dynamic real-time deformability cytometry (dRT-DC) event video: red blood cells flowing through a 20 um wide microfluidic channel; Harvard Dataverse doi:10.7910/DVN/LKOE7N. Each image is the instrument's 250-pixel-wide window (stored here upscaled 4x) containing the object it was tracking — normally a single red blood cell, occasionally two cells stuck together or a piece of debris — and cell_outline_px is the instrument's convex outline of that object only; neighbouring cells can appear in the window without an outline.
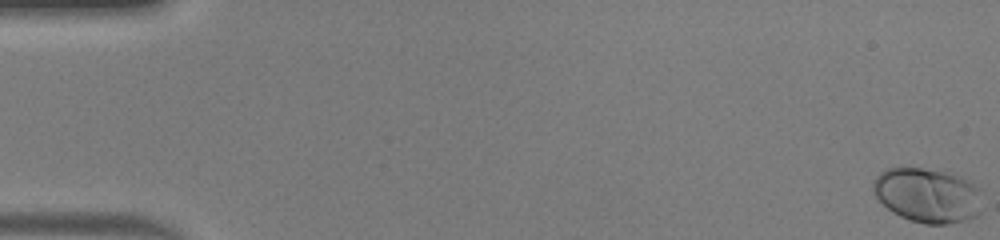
{"species": "human", "species_latin": "Homo sapiens", "temperature_condition": "warm", "stored_images_in_passage": 51, "camera_frame_rate_fps": 3000, "um_per_image_px": 0.085, "donor": {"sex": "male"}, "frame": {"image": 1, "passage_image": 1, "time_ms": 0.0, "image_size_px": [1000, 240], "cell_outline_px": [[984, 192], [980, 212], [976, 216], [964, 220], [948, 224], [924, 224], [900, 216], [892, 212], [872, 192], [872, 184], [876, 176], [884, 168], [920, 168], [944, 172], [960, 176], [968, 180], [980, 188]], "centroid_in_image_um": [78.87, 16.59], "position_along_channel_um": 6.1, "area_um2": 34.97}}
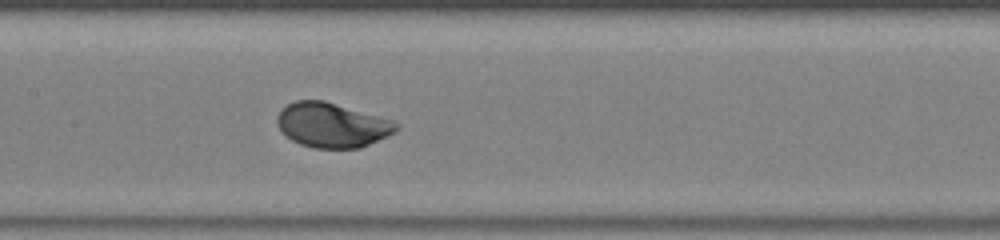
{"frame": {"image": 2, "passage_image": 26, "time_ms": 8.333, "image_size_px": [1000, 240], "cell_outline_px": [[400, 128], [396, 132], [388, 136], [360, 148], [312, 148], [300, 144], [292, 140], [276, 124], [276, 116], [288, 104], [296, 100], [324, 100], [392, 120], [400, 124]], "centroid_in_image_um": [28.25, 10.64], "position_along_channel_um": 179.1, "area_um2": 30.92}}
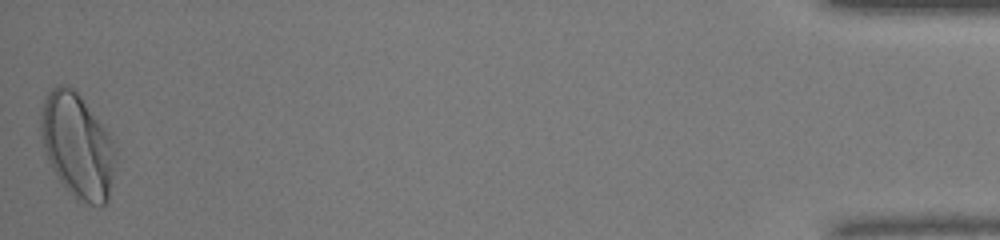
{"frame": {"image": 3, "passage_image": 51, "time_ms": 16.667, "image_size_px": [1000, 240], "cell_outline_px": [[112, 176], [108, 204], [100, 208], [76, 200], [72, 196], [60, 180], [52, 168], [44, 152], [40, 136], [40, 116], [44, 100], [48, 92], [56, 84], [68, 84], [76, 88], [108, 132], [112, 140]], "centroid_in_image_um": [6.53, 12.36], "position_along_channel_um": 428.7, "area_um2": 45.66}, "authors_computed_cell_mechanics": {"area_um2": 31.0386, "velocity_mm_per_s": 4.1249, "shape_relaxation_time_tau1_ms": 2.0376, "shape_relaxation_time_tau2_ms": null, "deformation_change_tau1": 0.1435, "deformation_change_tau2": null}}